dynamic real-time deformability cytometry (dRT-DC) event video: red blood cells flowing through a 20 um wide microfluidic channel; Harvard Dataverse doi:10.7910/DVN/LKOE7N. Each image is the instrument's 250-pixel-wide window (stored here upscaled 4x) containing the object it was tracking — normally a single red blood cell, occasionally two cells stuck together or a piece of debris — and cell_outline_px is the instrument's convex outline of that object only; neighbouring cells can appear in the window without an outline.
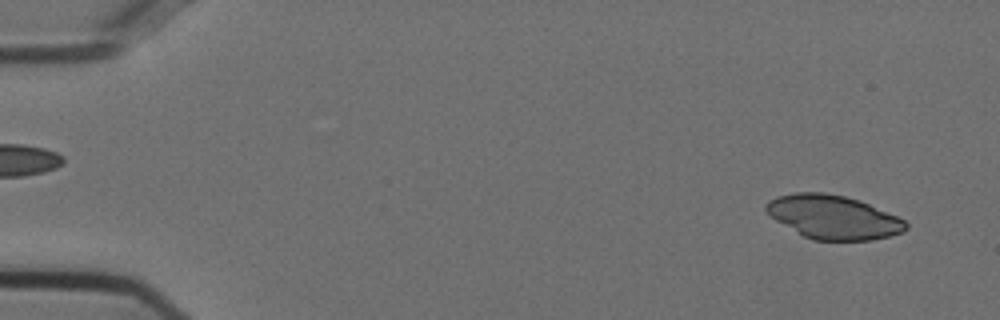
{"species": "Egyptian fruit bat (a non-hibernating species)", "species_latin": "Rousettus aegyptiacus", "temperature_condition": "cold", "stored_images_in_passage": 16, "camera_frame_rate_fps": 3000, "um_per_image_px": 0.085, "animal": {"sex": "female"}, "frame": {"image": 1, "passage_image": 2, "time_ms": 0.333, "image_size_px": [1000, 320], "cell_outline_px": [[908, 228], [904, 232], [872, 240], [812, 240], [804, 236], [776, 220], [764, 208], [764, 204], [768, 200], [776, 196], [796, 192], [824, 192], [844, 196], [860, 200], [896, 216], [904, 220], [908, 224]], "centroid_in_image_um": [70.82, 18.44], "position_along_channel_um": 14.2, "area_um2": 35.49}}